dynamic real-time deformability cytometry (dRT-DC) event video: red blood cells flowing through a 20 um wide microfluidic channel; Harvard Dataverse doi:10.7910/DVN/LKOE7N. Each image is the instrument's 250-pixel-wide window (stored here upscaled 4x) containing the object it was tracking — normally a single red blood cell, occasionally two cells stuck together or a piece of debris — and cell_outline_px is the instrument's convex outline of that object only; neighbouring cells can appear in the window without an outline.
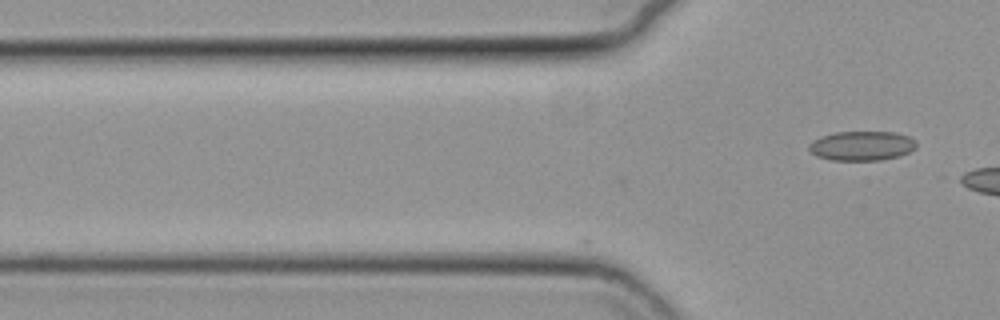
{"species": "common noctule bat (a hibernating species)", "species_latin": "Nyctalus noctula", "temperature_condition": "cold", "stored_images_in_passage": 2, "camera_frame_rate_fps": 3000, "um_per_image_px": 0.085, "animal": {"sex": "female", "body_mass_g": 19.3, "forearm_length_mm": 54.1}, "frame": {"image": 1, "passage_image": 2, "time_ms": 0.333, "image_size_px": [1000, 320], "cell_outline_px": [[916, 148], [900, 156], [880, 160], [832, 160], [816, 156], [808, 148], [808, 144], [820, 136], [836, 132], [896, 132], [908, 136], [916, 140]], "centroid_in_image_um": [73.26, 12.39], "position_along_channel_um": 52.5, "area_um2": 18.5}}